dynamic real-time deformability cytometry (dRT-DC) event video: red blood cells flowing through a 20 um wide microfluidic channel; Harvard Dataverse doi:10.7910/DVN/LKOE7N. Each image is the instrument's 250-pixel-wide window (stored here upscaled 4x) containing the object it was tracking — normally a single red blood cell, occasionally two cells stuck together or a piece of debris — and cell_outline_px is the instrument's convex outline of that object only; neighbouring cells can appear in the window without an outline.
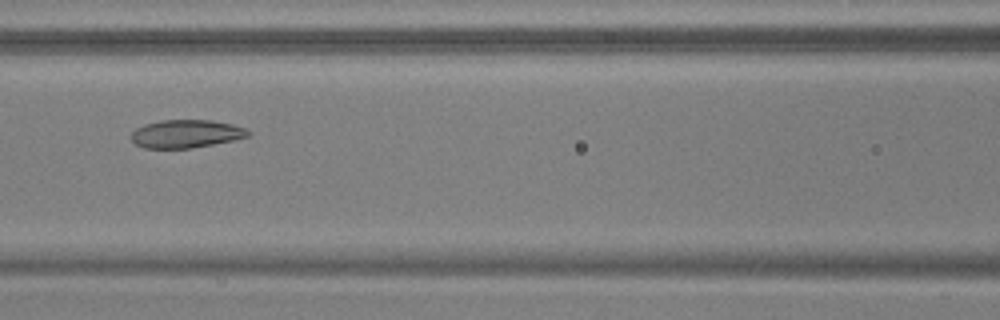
{"species": "common noctule bat (a hibernating species)", "species_latin": "Nyctalus noctula", "temperature_condition": "warm", "stored_images_in_passage": 51, "camera_frame_rate_fps": 3000, "um_per_image_px": 0.085, "animal": {"sex": "male", "body_mass_g": 17.9, "forearm_length_mm": 54.2}, "frame": {"image": 1, "passage_image": 22, "time_ms": 7.0, "image_size_px": [1000, 320], "cell_outline_px": [[252, 132], [248, 136], [232, 140], [212, 144], [188, 148], [144, 148], [136, 144], [132, 140], [132, 132], [136, 128], [144, 124], [160, 120], [212, 120], [232, 124], [244, 128]], "centroid_in_image_um": [15.8, 11.36], "position_along_channel_um": 150.8, "area_um2": 18.96}}
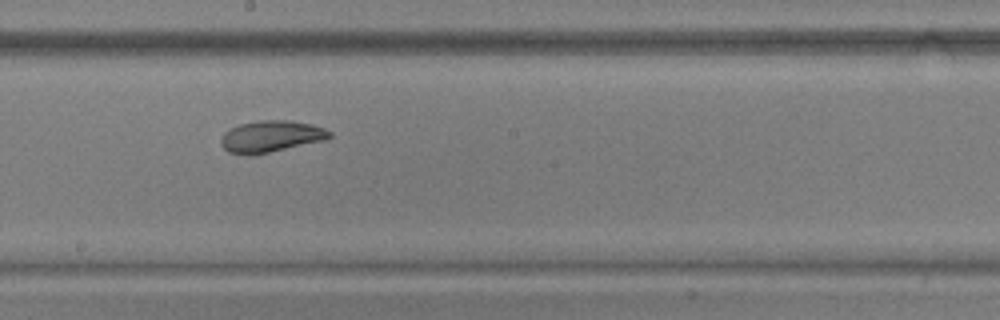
{"frame": {"image": 2, "passage_image": 28, "time_ms": 9.0, "image_size_px": [1000, 320], "cell_outline_px": [[332, 136], [324, 140], [252, 156], [248, 156], [228, 152], [220, 144], [220, 140], [224, 132], [240, 124], [260, 120], [292, 120], [312, 124], [324, 128], [332, 132]], "centroid_in_image_um": [23.02, 11.6], "position_along_channel_um": 225.2, "area_um2": 20.11}}
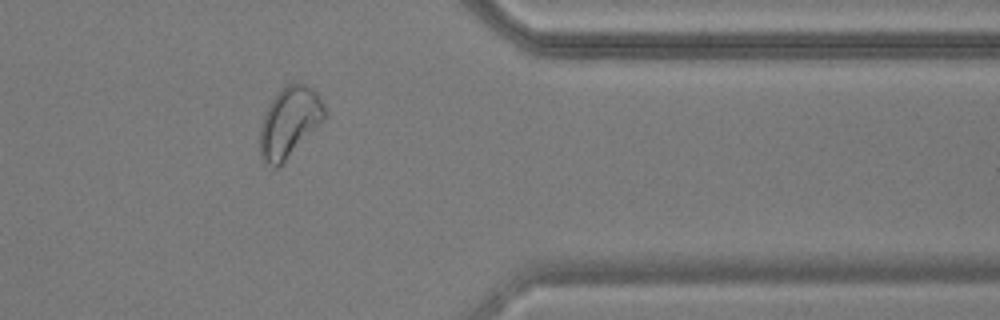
{"frame": {"image": 3, "passage_image": 42, "time_ms": 13.667, "image_size_px": [1000, 320], "cell_outline_px": [[324, 120], [284, 164], [276, 168], [272, 168], [264, 164], [260, 156], [260, 128], [264, 116], [272, 100], [288, 84], [308, 84], [316, 92], [324, 104]], "centroid_in_image_um": [24.6, 10.47], "position_along_channel_um": 386.8, "area_um2": 26.41}, "authors_computed_cell_mechanics": {"area_um2": 22.7732, "velocity_mm_per_s": 3.7268, "shape_relaxation_time_tau1_ms": 5.1415, "shape_relaxation_time_tau2_ms": 3.1798, "deformation_change_tau1": 0.1208, "deformation_change_tau2": 0.0886}}